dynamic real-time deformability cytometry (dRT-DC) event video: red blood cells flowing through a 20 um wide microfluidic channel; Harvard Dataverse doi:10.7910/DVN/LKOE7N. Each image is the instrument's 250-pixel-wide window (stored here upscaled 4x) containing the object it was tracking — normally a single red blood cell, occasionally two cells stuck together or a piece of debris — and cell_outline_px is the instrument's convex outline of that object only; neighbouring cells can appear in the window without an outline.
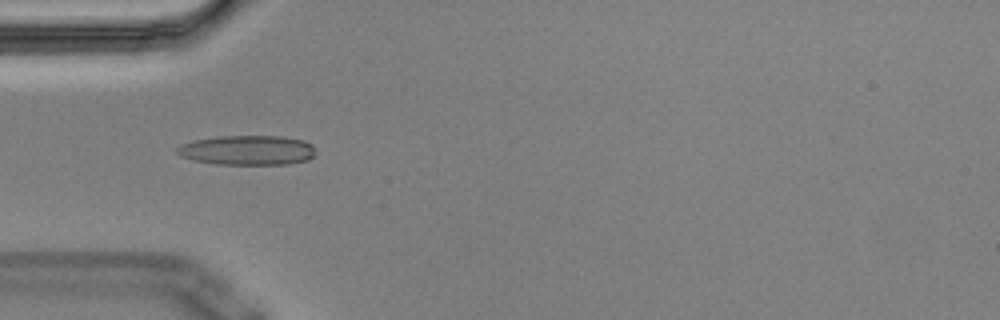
{"species": "Egyptian fruit bat (a non-hibernating species)", "species_latin": "Rousettus aegyptiacus", "temperature_condition": "cold", "stored_images_in_passage": 5, "camera_frame_rate_fps": 3000, "um_per_image_px": 0.085, "animal": {"sex": "male"}, "frame": {"image": 1, "passage_image": 4, "time_ms": 1.0, "image_size_px": [1000, 320], "cell_outline_px": [[316, 152], [308, 160], [288, 164], [216, 164], [192, 160], [180, 156], [176, 152], [176, 148], [180, 144], [196, 140], [220, 136], [280, 136], [304, 140], [312, 144], [316, 148]], "centroid_in_image_um": [21.04, 12.77], "position_along_channel_um": 64.0, "area_um2": 24.1}}